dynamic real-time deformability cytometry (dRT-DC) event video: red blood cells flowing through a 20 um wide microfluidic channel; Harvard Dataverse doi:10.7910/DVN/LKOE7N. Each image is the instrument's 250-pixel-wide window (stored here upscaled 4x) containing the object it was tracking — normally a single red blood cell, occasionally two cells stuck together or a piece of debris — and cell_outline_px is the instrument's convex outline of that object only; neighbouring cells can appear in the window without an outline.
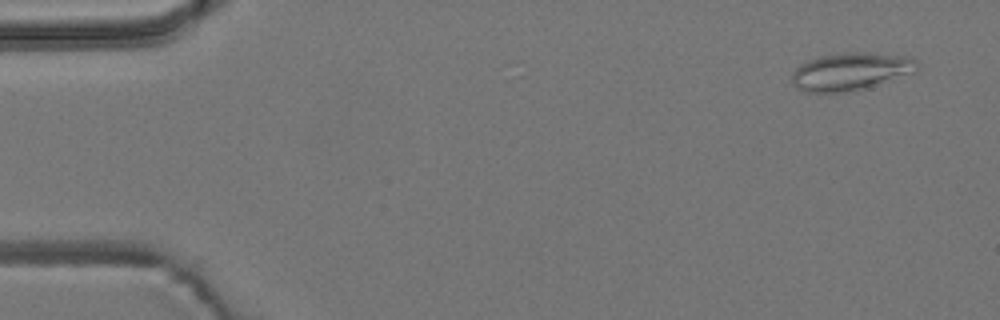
{"species": "common noctule bat (a hibernating species)", "species_latin": "Nyctalus noctula", "temperature_condition": "room temperature", "stored_images_in_passage": 55, "camera_frame_rate_fps": 3000, "um_per_image_px": 0.085, "animal": {"sex": "male", "body_mass_g": 19.2, "forearm_length_mm": 51.8}, "frame": {"image": 1, "passage_image": 3, "time_ms": 0.667, "image_size_px": [1000, 320], "cell_outline_px": [[920, 68], [916, 72], [848, 92], [804, 92], [796, 88], [792, 80], [792, 76], [796, 68], [800, 64], [808, 60], [820, 56], [848, 52], [868, 52], [912, 56], [920, 64]], "centroid_in_image_um": [72.35, 6.05], "position_along_channel_um": 12.7, "area_um2": 27.51}}
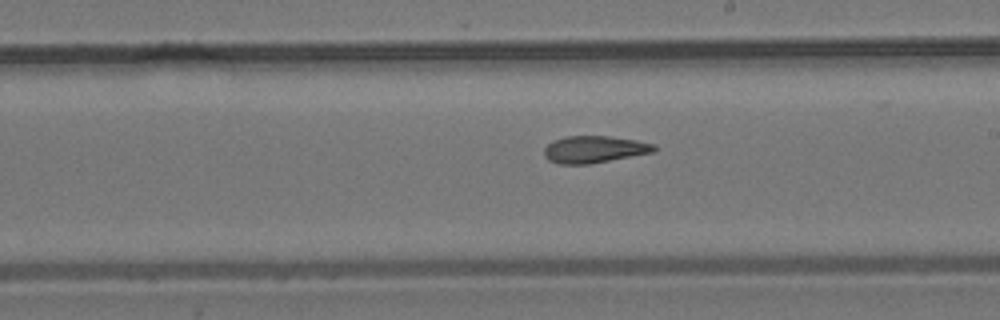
{"frame": {"image": 2, "passage_image": 31, "time_ms": 10.0, "image_size_px": [1000, 320], "cell_outline_px": [[656, 152], [588, 164], [560, 164], [548, 160], [544, 156], [544, 148], [552, 140], [564, 136], [608, 136], [636, 140], [656, 144]], "centroid_in_image_um": [50.51, 12.69], "position_along_channel_um": 238.5, "area_um2": 17.46}}
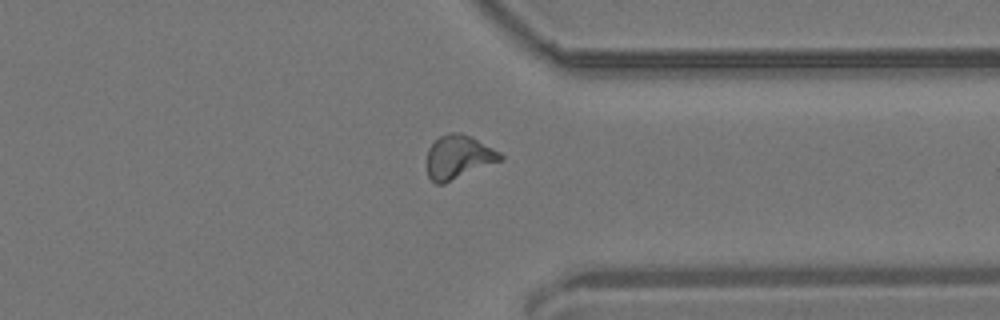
{"frame": {"image": 3, "passage_image": 42, "time_ms": 13.667, "image_size_px": [1000, 320], "cell_outline_px": [[504, 160], [444, 184], [436, 184], [428, 176], [424, 164], [428, 148], [440, 136], [448, 132], [460, 132], [472, 136], [500, 152], [504, 156]], "centroid_in_image_um": [38.95, 13.36], "position_along_channel_um": 372.4, "area_um2": 19.31}, "authors_computed_cell_mechanics": {"area_um2": 18.5538, "velocity_mm_per_s": 3.7305, "shape_relaxation_time_tau1_ms": null, "shape_relaxation_time_tau2_ms": 3.4487, "deformation_change_tau1": null, "deformation_change_tau2": 0.1217}}